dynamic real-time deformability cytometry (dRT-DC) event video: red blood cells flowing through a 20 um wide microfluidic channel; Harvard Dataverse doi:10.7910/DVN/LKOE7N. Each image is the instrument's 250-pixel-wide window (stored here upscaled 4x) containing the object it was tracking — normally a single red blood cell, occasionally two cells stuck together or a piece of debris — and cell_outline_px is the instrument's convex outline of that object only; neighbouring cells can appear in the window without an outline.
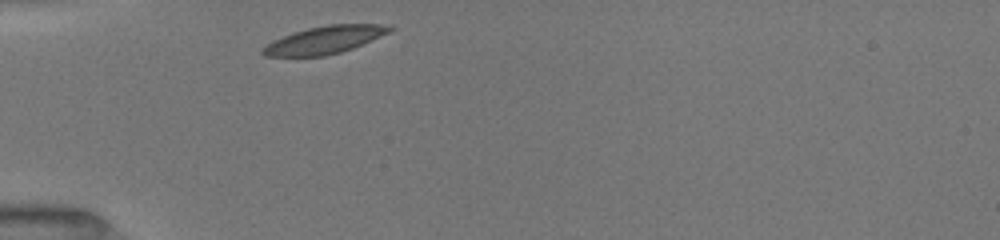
{"species": "common noctule bat (a hibernating species)", "species_latin": "Nyctalus noctula", "temperature_condition": "room temperature", "stored_images_in_passage": 30, "camera_frame_rate_fps": 3000, "um_per_image_px": 0.085, "animal": {"sex": "female", "body_mass_g": 19.5, "forearm_length_mm": 54.1}, "frame": {"image": 1, "passage_image": 1, "time_ms": 0.0, "image_size_px": [1000, 240], "cell_outline_px": [[396, 28], [372, 40], [352, 48], [340, 52], [324, 56], [264, 56], [260, 52], [260, 48], [272, 40], [292, 32], [308, 28], [328, 24], [392, 24]], "centroid_in_image_um": [27.57, 3.38], "position_along_channel_um": 57.4, "area_um2": 20.58}}
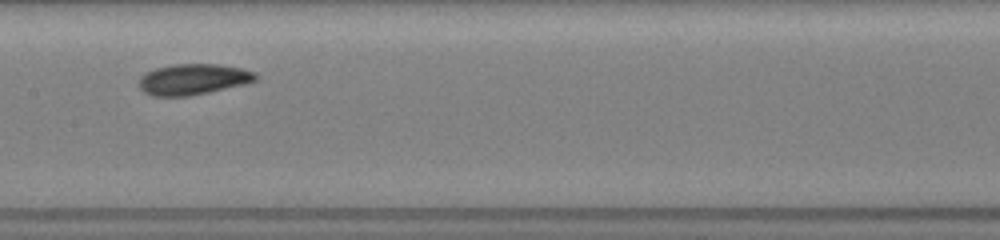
{"frame": {"image": 2, "passage_image": 12, "time_ms": 3.667, "image_size_px": [1000, 240], "cell_outline_px": [[260, 76], [256, 80], [244, 84], [208, 92], [188, 96], [152, 96], [144, 92], [140, 88], [140, 76], [156, 68], [172, 64], [220, 64], [240, 68], [256, 72]], "centroid_in_image_um": [16.44, 6.73], "position_along_channel_um": 191.0, "area_um2": 20.92}}
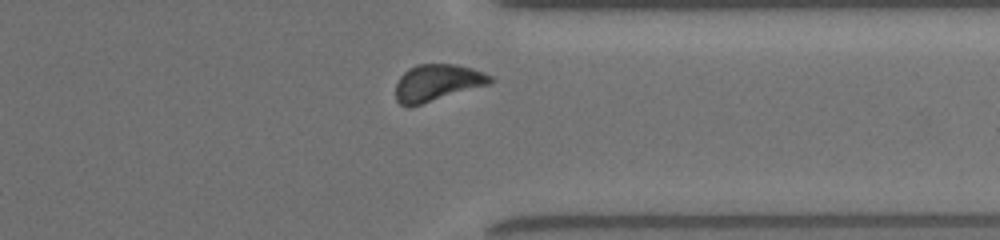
{"frame": {"image": 3, "passage_image": 26, "time_ms": 8.333, "image_size_px": [1000, 240], "cell_outline_px": [[492, 84], [408, 108], [400, 104], [396, 100], [396, 84], [400, 76], [408, 68], [416, 64], [456, 64], [472, 68], [484, 72], [492, 76]], "centroid_in_image_um": [37.17, 7.04], "position_along_channel_um": 374.2, "area_um2": 20.58}, "authors_computed_cell_mechanics": {"area_um2": 20.3745, "velocity_mm_per_s": 3.9438, "shape_relaxation_time_tau1_ms": 1.9041, "shape_relaxation_time_tau2_ms": 8.1794, "deformation_change_tau1": 0.0752, "deformation_change_tau2": 0.1113}}